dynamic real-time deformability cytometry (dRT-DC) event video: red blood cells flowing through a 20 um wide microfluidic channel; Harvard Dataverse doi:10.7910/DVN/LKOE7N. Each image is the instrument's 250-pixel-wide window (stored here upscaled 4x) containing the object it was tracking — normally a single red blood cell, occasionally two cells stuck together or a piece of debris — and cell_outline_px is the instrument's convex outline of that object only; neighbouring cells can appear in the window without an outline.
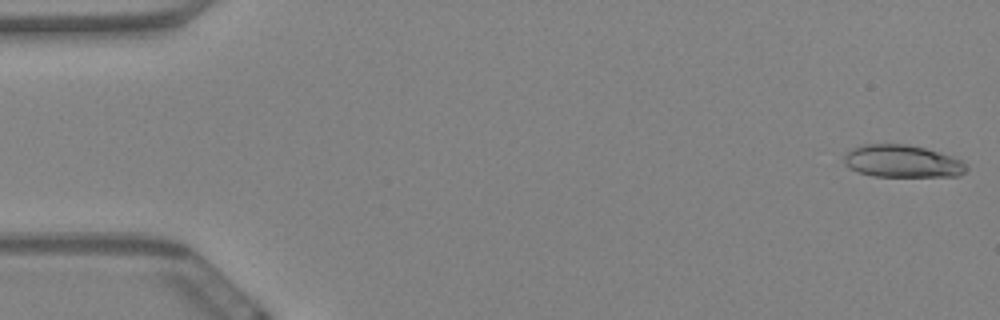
{"species": "Egyptian fruit bat (a non-hibernating species)", "species_latin": "Rousettus aegyptiacus", "temperature_condition": "warm", "stored_images_in_passage": 37, "camera_frame_rate_fps": 3000, "um_per_image_px": 0.085, "animal": {"sex": "female"}, "frame": {"image": 1, "passage_image": 1, "time_ms": 0.0, "image_size_px": [1000, 320], "cell_outline_px": [[968, 168], [960, 176], [872, 176], [856, 172], [844, 164], [844, 156], [852, 148], [864, 144], [908, 144], [924, 148], [952, 156], [968, 164]], "centroid_in_image_um": [76.69, 13.71], "position_along_channel_um": 8.3, "area_um2": 23.18}}
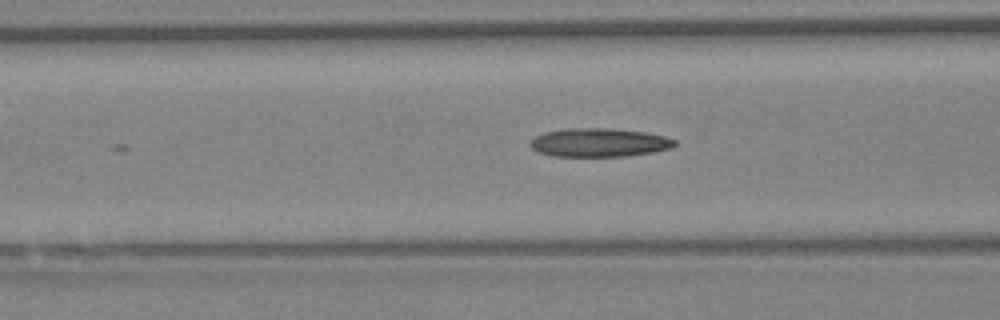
{"frame": {"image": 2, "passage_image": 23, "time_ms": 7.333, "image_size_px": [1000, 320], "cell_outline_px": [[676, 144], [672, 148], [652, 152], [628, 156], [552, 156], [540, 152], [532, 148], [528, 144], [536, 136], [544, 132], [568, 128], [612, 128], [644, 132], [664, 136], [676, 140]], "centroid_in_image_um": [50.94, 12.11], "position_along_channel_um": 115.7, "area_um2": 24.04}}
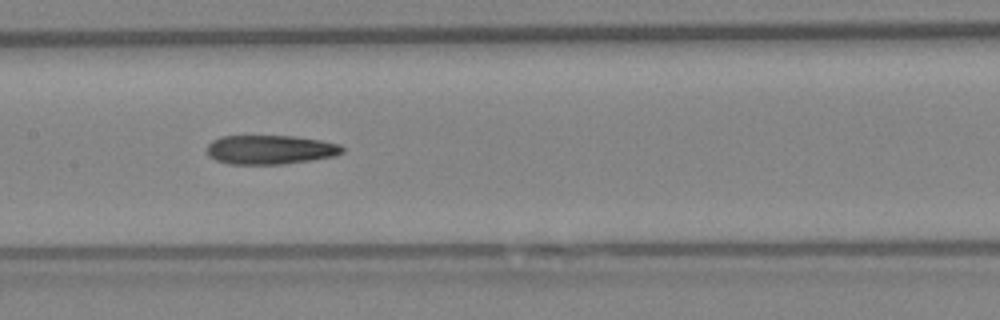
{"frame": {"image": 3, "passage_image": 29, "time_ms": 9.333, "image_size_px": [1000, 320], "cell_outline_px": [[344, 152], [336, 156], [312, 160], [284, 164], [228, 164], [216, 160], [208, 156], [208, 144], [212, 140], [220, 136], [296, 136], [320, 140], [340, 144], [344, 148]], "centroid_in_image_um": [22.99, 12.72], "position_along_channel_um": 184.4, "area_um2": 23.18}}